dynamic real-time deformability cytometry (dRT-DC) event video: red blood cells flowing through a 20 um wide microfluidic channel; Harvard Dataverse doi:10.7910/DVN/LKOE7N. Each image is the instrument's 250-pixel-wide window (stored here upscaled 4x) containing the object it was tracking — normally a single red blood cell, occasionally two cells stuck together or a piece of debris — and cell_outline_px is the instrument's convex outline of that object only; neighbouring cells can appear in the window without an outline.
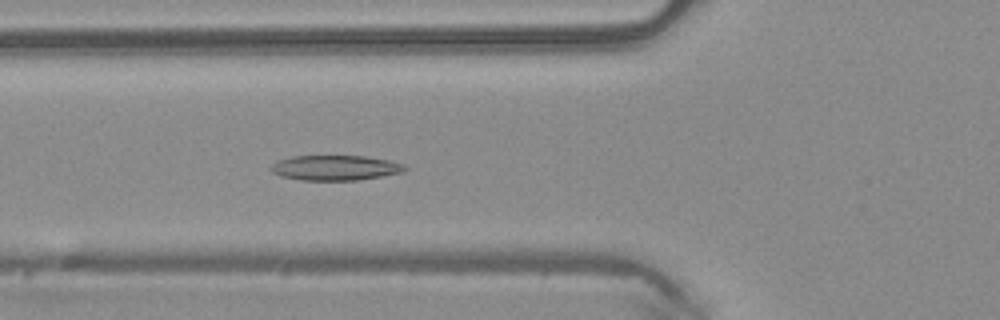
{"species": "common noctule bat (a hibernating species)", "species_latin": "Nyctalus noctula", "temperature_condition": "warm", "stored_images_in_passage": 48, "camera_frame_rate_fps": 3000, "um_per_image_px": 0.085, "animal": {"sex": "male", "body_mass_g": 20.4}, "frame": {"image": 1, "passage_image": 17, "time_ms": 5.333, "image_size_px": [1000, 320], "cell_outline_px": [[408, 168], [404, 172], [360, 180], [300, 180], [280, 176], [272, 172], [272, 164], [276, 160], [292, 156], [364, 156], [388, 160], [404, 164]], "centroid_in_image_um": [28.5, 14.26], "position_along_channel_um": 97.3, "area_um2": 19.65}}
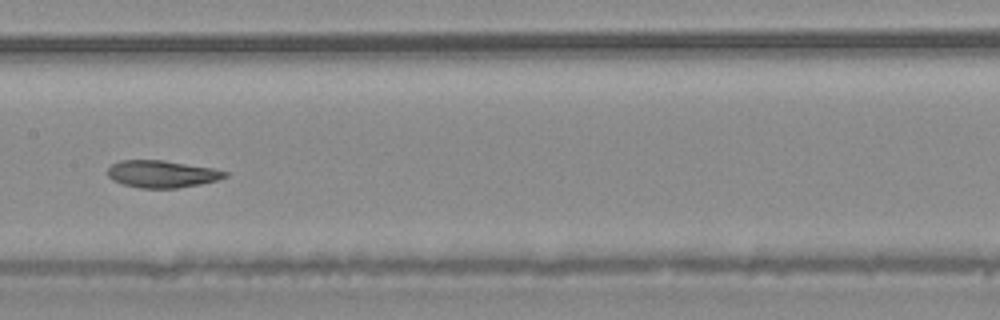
{"frame": {"image": 2, "passage_image": 24, "time_ms": 7.667, "image_size_px": [1000, 320], "cell_outline_px": [[228, 176], [216, 180], [200, 184], [176, 188], [140, 188], [124, 184], [112, 180], [108, 176], [108, 168], [112, 164], [120, 160], [164, 160], [212, 168], [228, 172]], "centroid_in_image_um": [13.75, 14.78], "position_along_channel_um": 193.6, "area_um2": 18.5}}
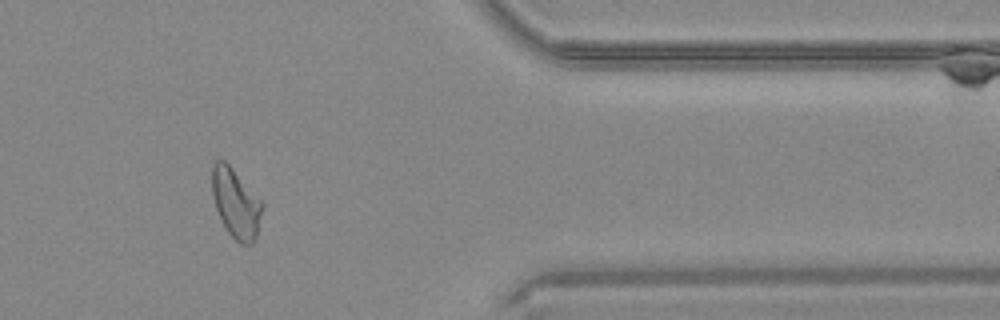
{"frame": {"image": 3, "passage_image": 40, "time_ms": 13.0, "image_size_px": [1000, 320], "cell_outline_px": [[264, 204], [256, 236], [252, 244], [240, 244], [228, 232], [216, 208], [212, 196], [212, 164], [216, 160], [224, 160], [232, 168]], "centroid_in_image_um": [20.04, 17.27], "position_along_channel_um": 391.4, "area_um2": 19.94}, "authors_computed_cell_mechanics": {"area_um2": 20.519, "velocity_mm_per_s": 4.1173, "shape_relaxation_time_tau1_ms": 7.6857, "shape_relaxation_time_tau2_ms": 1.8307, "deformation_change_tau1": 0.1834, "deformation_change_tau2": 0.0745}}